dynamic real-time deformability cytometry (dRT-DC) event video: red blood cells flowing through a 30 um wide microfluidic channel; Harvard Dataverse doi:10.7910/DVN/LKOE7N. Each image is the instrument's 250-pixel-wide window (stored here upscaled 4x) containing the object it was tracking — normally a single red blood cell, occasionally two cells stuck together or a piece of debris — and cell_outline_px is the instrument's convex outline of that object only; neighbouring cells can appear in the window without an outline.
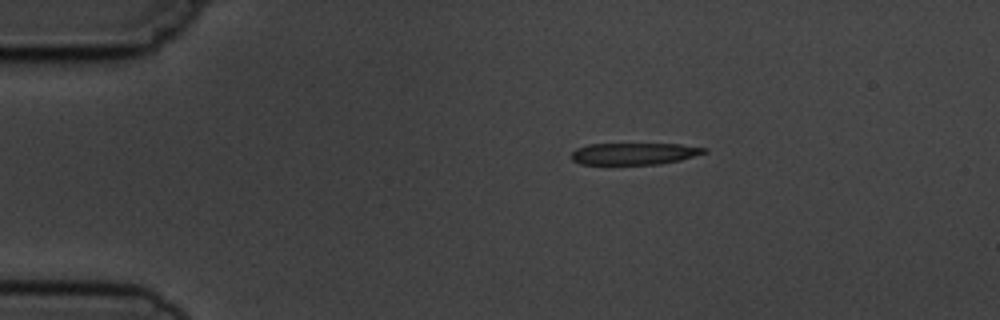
{"species": "common noctule bat (a hibernating species)", "species_latin": "Nyctalus noctula", "temperature_condition": "cold", "stored_images_in_passage": 2, "camera_frame_rate_fps": 3000, "um_per_image_px": 0.085, "animal": {"sex": "male", "body_mass_g": 19.5, "forearm_length_mm": 54.6}, "frame": {"image": 1, "passage_image": 1, "time_ms": 0.0, "image_size_px": [1000, 320], "cell_outline_px": [[708, 152], [680, 160], [660, 164], [580, 164], [572, 160], [568, 156], [576, 148], [588, 144], [680, 144], [708, 148]], "centroid_in_image_um": [53.88, 13.06], "position_along_channel_um": 31.1, "area_um2": 16.99}}